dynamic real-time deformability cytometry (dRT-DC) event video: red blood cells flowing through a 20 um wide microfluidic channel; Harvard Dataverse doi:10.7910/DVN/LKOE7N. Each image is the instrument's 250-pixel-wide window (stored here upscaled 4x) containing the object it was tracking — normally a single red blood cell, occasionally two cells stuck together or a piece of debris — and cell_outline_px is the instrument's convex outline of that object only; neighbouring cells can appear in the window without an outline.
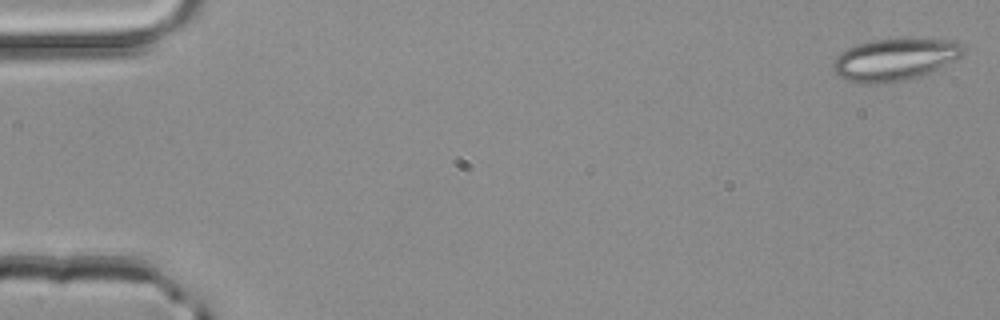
{"species": "common noctule bat (a hibernating species)", "species_latin": "Nyctalus noctula", "temperature_condition": "room temperature", "stored_images_in_passage": 4, "camera_frame_rate_fps": 3000, "um_per_image_px": 0.085, "animal": {"sex": "male", "body_mass_g": 20.4}, "frame": {"image": 1, "passage_image": 4, "time_ms": 1.0, "image_size_px": [1000, 320], "cell_outline_px": [[964, 52], [960, 56], [920, 76], [904, 80], [872, 84], [856, 84], [840, 76], [832, 68], [832, 64], [836, 56], [840, 52], [848, 48], [860, 44], [876, 40], [904, 36], [952, 40], [964, 44]], "centroid_in_image_um": [76.05, 5.02], "position_along_channel_um": 9.0, "area_um2": 32.19}}